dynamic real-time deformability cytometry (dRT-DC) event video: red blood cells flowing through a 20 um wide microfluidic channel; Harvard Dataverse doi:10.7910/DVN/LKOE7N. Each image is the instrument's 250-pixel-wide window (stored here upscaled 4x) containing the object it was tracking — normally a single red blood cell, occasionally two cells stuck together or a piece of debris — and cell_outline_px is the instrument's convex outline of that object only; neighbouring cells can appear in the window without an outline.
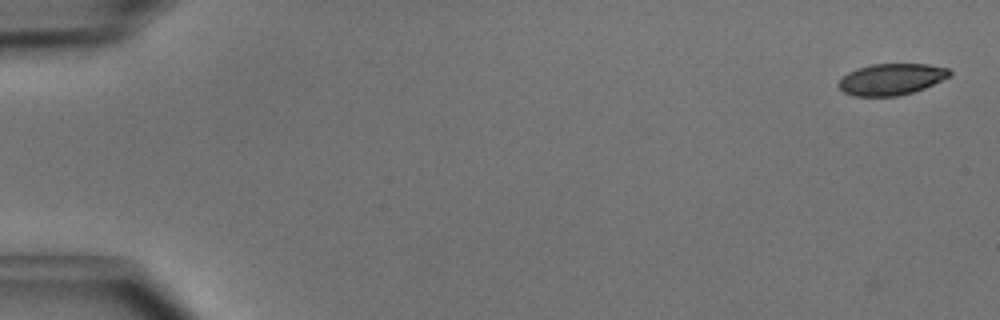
{"species": "common noctule bat (a hibernating species)", "species_latin": "Nyctalus noctula", "temperature_condition": "cold", "stored_images_in_passage": 46, "camera_frame_rate_fps": 3000, "um_per_image_px": 0.085, "animal": {"sex": "male", "body_mass_g": 15.6}, "frame": {"image": 1, "passage_image": 2, "time_ms": 0.333, "image_size_px": [1000, 320], "cell_outline_px": [[952, 76], [924, 88], [900, 96], [856, 96], [844, 92], [836, 84], [848, 72], [856, 68], [872, 64], [928, 64], [948, 68], [952, 72]], "centroid_in_image_um": [75.78, 6.73], "position_along_channel_um": 9.2, "area_um2": 20.4}}
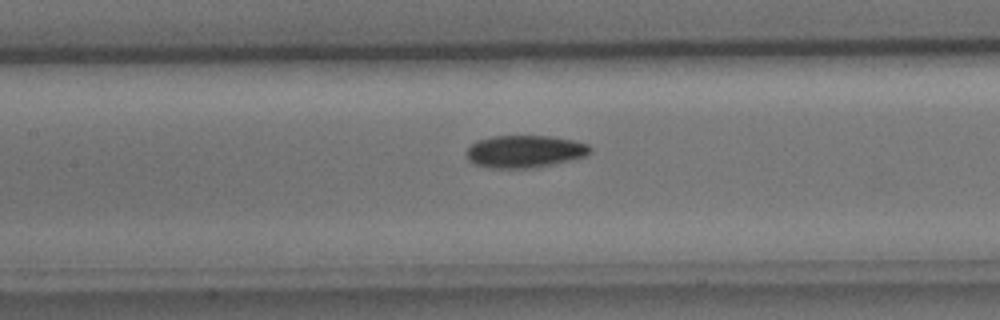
{"frame": {"image": 2, "passage_image": 24, "time_ms": 7.667, "image_size_px": [1000, 320], "cell_outline_px": [[592, 152], [584, 156], [572, 160], [536, 168], [488, 168], [476, 164], [468, 160], [468, 148], [476, 140], [492, 136], [548, 136], [572, 140], [588, 144], [592, 148]], "centroid_in_image_um": [44.62, 12.88], "position_along_channel_um": 162.8, "area_um2": 23.41}}
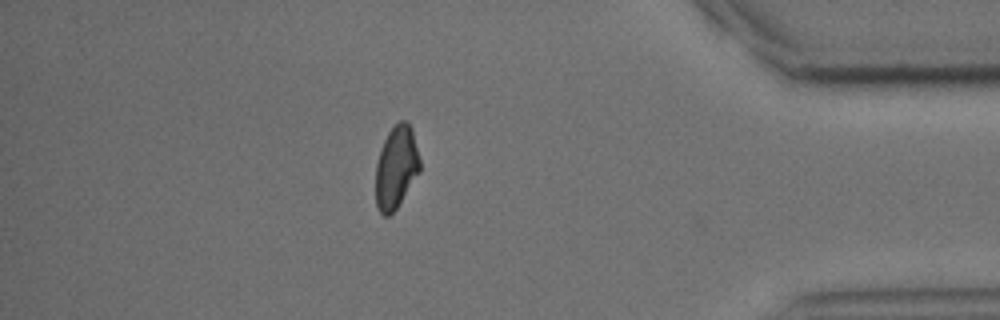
{"frame": {"image": 3, "passage_image": 44, "time_ms": 14.333, "image_size_px": [1000, 320], "cell_outline_px": [[420, 172], [396, 208], [388, 216], [384, 216], [380, 212], [376, 204], [376, 164], [384, 140], [388, 132], [400, 120], [404, 120], [412, 128], [420, 160]], "centroid_in_image_um": [33.68, 14.22], "position_along_channel_um": 401.5, "area_um2": 21.04}, "authors_computed_cell_mechanics": {"area_um2": 22.0218, "velocity_mm_per_s": 4.0835, "shape_relaxation_time_tau1_ms": 2.844, "shape_relaxation_time_tau2_ms": 10.0547, "deformation_change_tau1": 0.1143, "deformation_change_tau2": 0.1647}}